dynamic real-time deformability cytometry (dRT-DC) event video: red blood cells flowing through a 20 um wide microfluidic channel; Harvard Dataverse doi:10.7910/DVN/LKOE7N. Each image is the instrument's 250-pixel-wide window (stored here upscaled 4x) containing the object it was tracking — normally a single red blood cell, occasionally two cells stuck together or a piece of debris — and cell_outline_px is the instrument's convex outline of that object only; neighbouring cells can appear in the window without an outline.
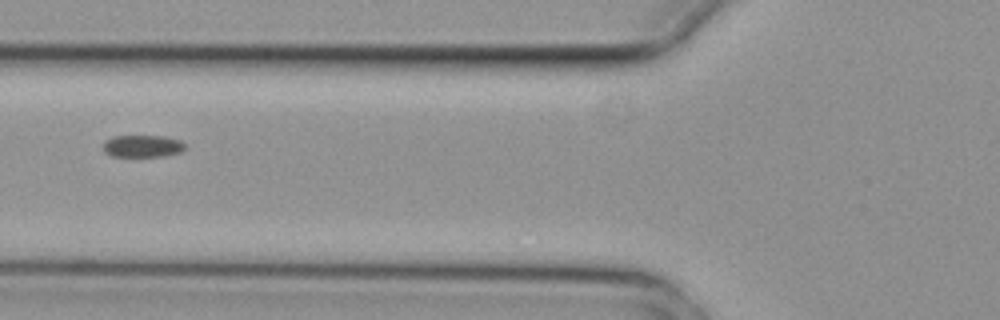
{"species": "common noctule bat (a hibernating species)", "species_latin": "Nyctalus noctula", "temperature_condition": "cold", "stored_images_in_passage": 9, "camera_frame_rate_fps": 3000, "um_per_image_px": 0.085, "animal": {"sex": "female", "body_mass_g": 29.2, "forearm_length_mm": 56.3}, "frame": {"image": 1, "passage_image": 6, "time_ms": 1.667, "image_size_px": [1000, 320], "cell_outline_px": [[184, 148], [180, 152], [164, 156], [112, 156], [104, 152], [104, 140], [112, 136], [164, 136], [180, 140], [184, 144]], "centroid_in_image_um": [12.09, 12.41], "position_along_channel_um": 113.7, "area_um2": 10.52}}
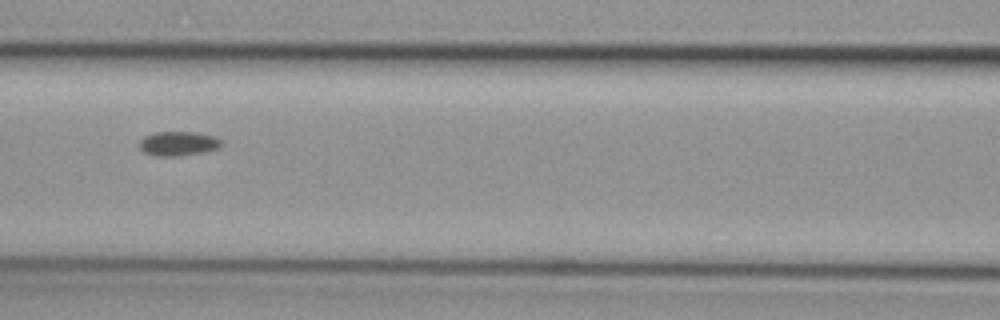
{"frame": {"image": 2, "passage_image": 7, "time_ms": 2.0, "image_size_px": [1000, 320], "cell_outline_px": [[220, 148], [204, 152], [180, 156], [152, 156], [144, 152], [140, 148], [140, 140], [144, 136], [152, 132], [196, 132], [216, 136], [220, 140]], "centroid_in_image_um": [15.14, 12.2], "position_along_channel_um": 151.5, "area_um2": 11.79}}
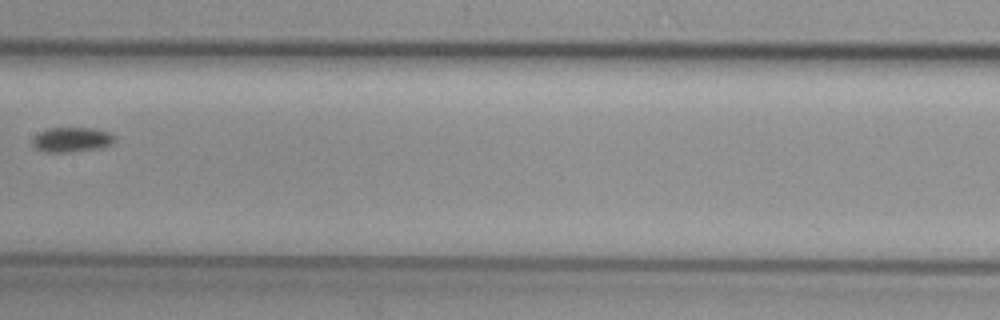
{"frame": {"image": 3, "passage_image": 8, "time_ms": 2.333, "image_size_px": [1000, 320], "cell_outline_px": [[116, 140], [112, 144], [100, 148], [68, 152], [48, 152], [36, 148], [32, 144], [32, 140], [40, 132], [48, 128], [92, 128], [112, 132], [116, 136]], "centroid_in_image_um": [6.17, 11.86], "position_along_channel_um": 201.2, "area_um2": 11.91}}